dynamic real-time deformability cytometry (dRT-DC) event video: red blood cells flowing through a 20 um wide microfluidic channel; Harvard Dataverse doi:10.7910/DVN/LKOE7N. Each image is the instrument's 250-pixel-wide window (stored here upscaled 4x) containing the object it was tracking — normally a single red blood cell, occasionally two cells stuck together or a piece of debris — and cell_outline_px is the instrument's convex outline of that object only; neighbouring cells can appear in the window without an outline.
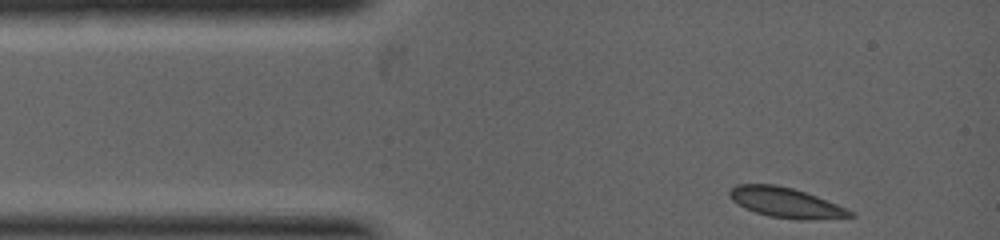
{"species": "common noctule bat (a hibernating species)", "species_latin": "Nyctalus noctula", "temperature_condition": "warm", "stored_images_in_passage": 6, "camera_frame_rate_fps": 5000, "um_per_image_px": 0.085, "animal": {"sex": "female", "body_mass_g": 19.0, "forearm_length_mm": 53.3}, "frame": {"image": 1, "passage_image": 1, "time_ms": 0.0, "image_size_px": [1000, 240], "cell_outline_px": [[856, 216], [804, 220], [796, 220], [768, 216], [744, 208], [732, 200], [728, 196], [728, 192], [736, 184], [776, 184], [792, 188], [816, 196], [836, 204], [852, 212]], "centroid_in_image_um": [66.73, 17.22], "position_along_channel_um": 18.3, "area_um2": 20.92}}